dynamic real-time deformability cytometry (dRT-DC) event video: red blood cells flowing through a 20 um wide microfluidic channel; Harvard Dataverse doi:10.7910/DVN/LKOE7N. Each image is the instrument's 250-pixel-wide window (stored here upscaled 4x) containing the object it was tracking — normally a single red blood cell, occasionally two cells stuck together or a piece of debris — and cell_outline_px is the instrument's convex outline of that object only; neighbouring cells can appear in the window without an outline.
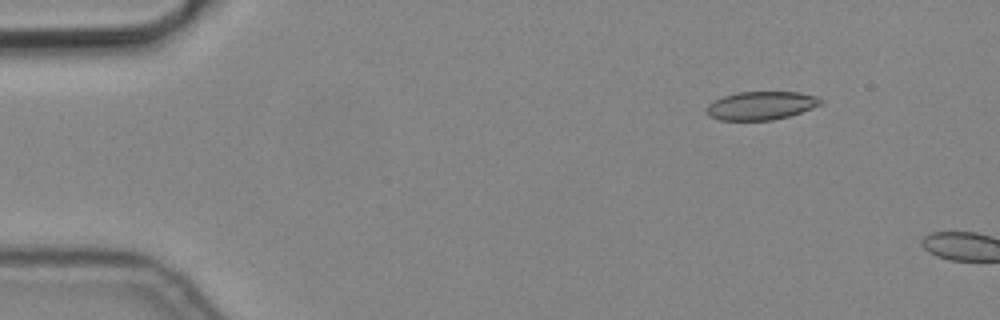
{"species": "common noctule bat (a hibernating species)", "species_latin": "Nyctalus noctula", "temperature_condition": "cold", "stored_images_in_passage": 3, "camera_frame_rate_fps": 3000, "um_per_image_px": 0.085, "animal": {"sex": "male", "body_mass_g": 19.2, "forearm_length_mm": 51.8}, "frame": {"image": 1, "passage_image": 2, "time_ms": 0.333, "image_size_px": [1000, 320], "cell_outline_px": [[824, 100], [820, 104], [812, 108], [788, 116], [772, 120], [720, 120], [708, 116], [704, 108], [708, 104], [724, 96], [740, 92], [800, 92], [816, 96]], "centroid_in_image_um": [64.67, 8.98], "position_along_channel_um": 20.3, "area_um2": 18.79}}